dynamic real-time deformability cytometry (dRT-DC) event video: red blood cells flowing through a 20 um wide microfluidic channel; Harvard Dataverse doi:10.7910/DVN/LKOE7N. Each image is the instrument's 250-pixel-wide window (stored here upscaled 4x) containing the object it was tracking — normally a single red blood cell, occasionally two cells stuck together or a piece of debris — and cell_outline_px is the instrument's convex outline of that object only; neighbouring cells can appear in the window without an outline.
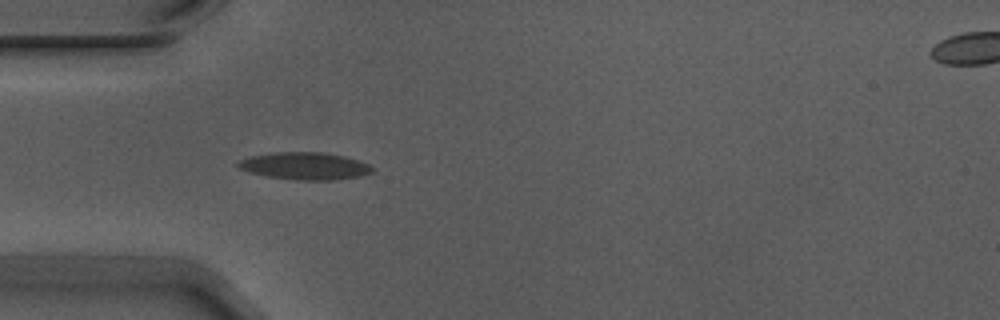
{"species": "Egyptian fruit bat (a non-hibernating species)", "species_latin": "Rousettus aegyptiacus", "temperature_condition": "warm", "stored_images_in_passage": 2, "camera_frame_rate_fps": 3000, "um_per_image_px": 0.085, "animal": {"sex": "male"}, "frame": {"image": 1, "passage_image": 1, "time_ms": 0.0, "image_size_px": [1000, 320], "cell_outline_px": [[372, 172], [360, 176], [332, 180], [296, 180], [268, 176], [248, 172], [240, 168], [236, 164], [240, 160], [252, 156], [272, 152], [324, 152], [344, 156], [360, 160], [368, 164], [372, 168]], "centroid_in_image_um": [25.92, 14.1], "position_along_channel_um": 59.1, "area_um2": 21.27}}